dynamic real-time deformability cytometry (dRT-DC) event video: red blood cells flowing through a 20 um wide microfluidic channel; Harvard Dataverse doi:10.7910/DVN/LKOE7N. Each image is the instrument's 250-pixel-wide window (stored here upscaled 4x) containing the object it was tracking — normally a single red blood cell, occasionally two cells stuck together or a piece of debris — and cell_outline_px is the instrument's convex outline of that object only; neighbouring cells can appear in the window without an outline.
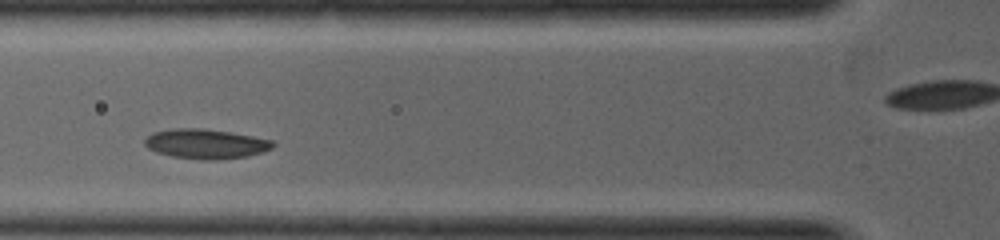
{"species": "common noctule bat (a hibernating species)", "species_latin": "Nyctalus noctula", "temperature_condition": "warm", "stored_images_in_passage": 16, "camera_frame_rate_fps": 5000, "um_per_image_px": 0.085, "animal": {"sex": "female", "body_mass_g": 19.0, "forearm_length_mm": 53.3}, "frame": {"image": 1, "passage_image": 5, "time_ms": 1.4, "image_size_px": [1000, 240], "cell_outline_px": [[276, 144], [272, 148], [248, 156], [216, 160], [204, 160], [172, 156], [156, 152], [148, 148], [144, 144], [144, 140], [152, 132], [172, 128], [204, 128], [232, 132], [272, 140]], "centroid_in_image_um": [17.48, 12.22], "position_along_channel_um": 108.3, "area_um2": 22.25}}
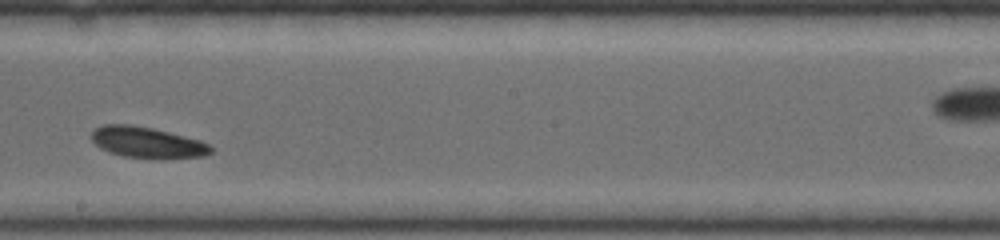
{"frame": {"image": 2, "passage_image": 10, "time_ms": 3.0, "image_size_px": [1000, 240], "cell_outline_px": [[212, 152], [204, 156], [124, 156], [108, 152], [100, 148], [92, 140], [92, 132], [96, 128], [104, 124], [132, 124], [152, 128], [200, 140], [208, 144], [212, 148]], "centroid_in_image_um": [12.45, 12.06], "position_along_channel_um": 235.8, "area_um2": 20.63}}
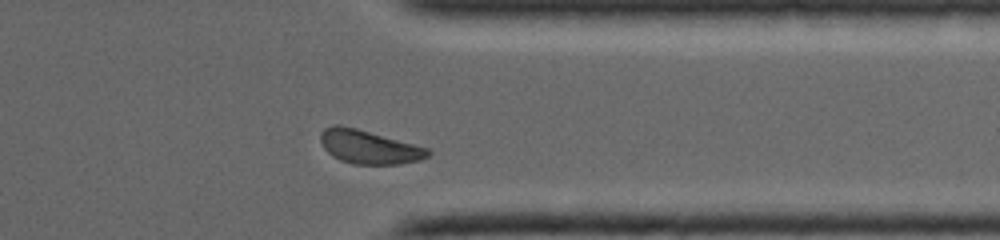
{"frame": {"image": 3, "passage_image": 15, "time_ms": 4.8, "image_size_px": [1000, 240], "cell_outline_px": [[432, 152], [428, 156], [420, 160], [400, 164], [352, 164], [340, 160], [332, 156], [324, 148], [320, 140], [320, 132], [324, 128], [332, 124], [340, 124], [356, 128], [428, 148]], "centroid_in_image_um": [31.33, 12.48], "position_along_channel_um": 380.1, "area_um2": 21.1}}